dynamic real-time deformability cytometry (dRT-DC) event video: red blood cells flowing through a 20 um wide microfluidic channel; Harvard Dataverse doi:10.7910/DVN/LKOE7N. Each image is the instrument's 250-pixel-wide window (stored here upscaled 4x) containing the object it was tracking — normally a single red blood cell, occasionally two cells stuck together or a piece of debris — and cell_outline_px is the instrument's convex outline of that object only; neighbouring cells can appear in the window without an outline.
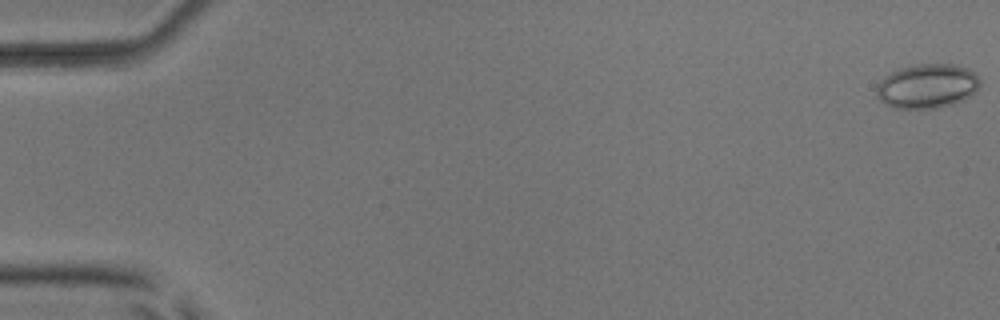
{"species": "common noctule bat (a hibernating species)", "species_latin": "Nyctalus noctula", "temperature_condition": "room temperature", "stored_images_in_passage": 45, "camera_frame_rate_fps": 3000, "um_per_image_px": 0.085, "animal": {"sex": "male", "body_mass_g": 17.9, "forearm_length_mm": 54.2}, "frame": {"image": 1, "passage_image": 1, "time_ms": 0.0, "image_size_px": [1000, 320], "cell_outline_px": [[980, 88], [976, 92], [964, 100], [952, 104], [932, 108], [896, 108], [884, 104], [876, 96], [876, 88], [880, 80], [884, 76], [900, 68], [916, 64], [960, 64], [976, 72], [980, 80]], "centroid_in_image_um": [78.84, 7.3], "position_along_channel_um": 6.2, "area_um2": 27.11}}
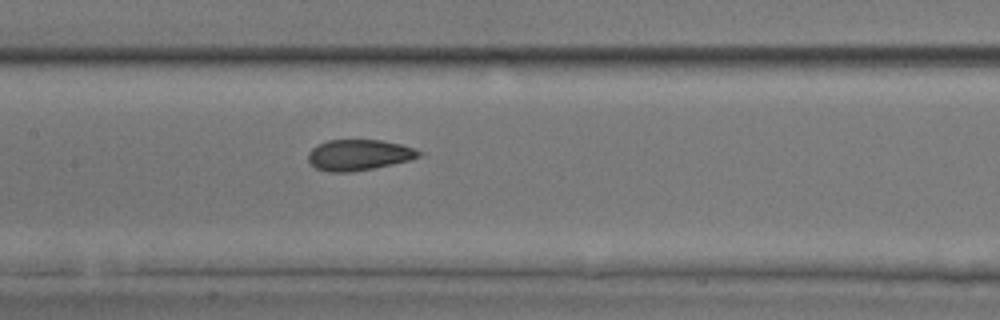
{"frame": {"image": 2, "passage_image": 27, "time_ms": 8.667, "image_size_px": [1000, 320], "cell_outline_px": [[424, 152], [420, 156], [408, 160], [392, 164], [372, 168], [348, 172], [328, 172], [316, 168], [308, 160], [308, 152], [316, 144], [328, 140], [380, 140], [400, 144]], "centroid_in_image_um": [30.47, 13.16], "position_along_channel_um": 176.9, "area_um2": 19.77}}
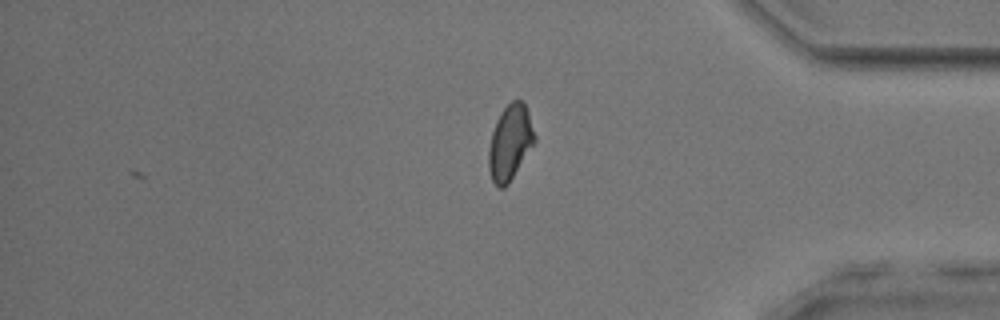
{"frame": {"image": 3, "passage_image": 45, "time_ms": 14.667, "image_size_px": [1000, 320], "cell_outline_px": [[536, 140], [508, 184], [504, 188], [500, 188], [492, 180], [488, 168], [488, 148], [492, 132], [496, 120], [500, 112], [512, 100], [520, 100], [524, 104], [528, 112], [536, 136]], "centroid_in_image_um": [43.34, 12.11], "position_along_channel_um": 391.9, "area_um2": 20.0}, "authors_computed_cell_mechanics": {"area_um2": 20.808, "velocity_mm_per_s": 3.9331, "shape_relaxation_time_tau1_ms": 3.4375, "shape_relaxation_time_tau2_ms": 2.1904, "deformation_change_tau1": 0.0698, "deformation_change_tau2": 0.1009}}